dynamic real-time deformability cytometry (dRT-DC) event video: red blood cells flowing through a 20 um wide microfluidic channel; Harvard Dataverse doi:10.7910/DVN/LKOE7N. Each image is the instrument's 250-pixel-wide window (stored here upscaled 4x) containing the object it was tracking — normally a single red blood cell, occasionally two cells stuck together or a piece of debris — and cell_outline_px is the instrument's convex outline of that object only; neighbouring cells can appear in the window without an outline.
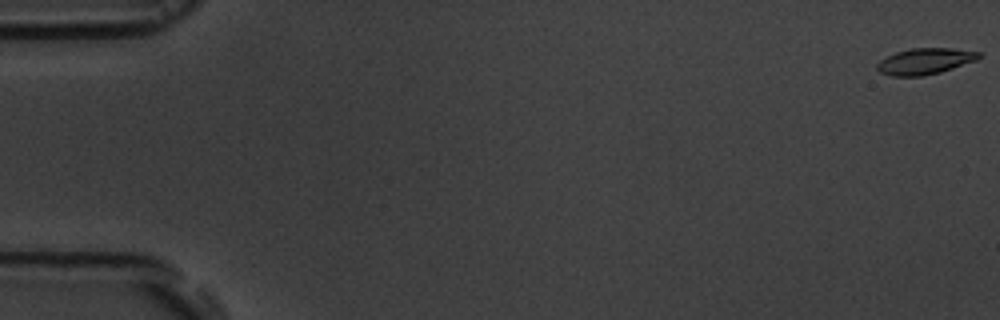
{"species": "common noctule bat (a hibernating species)", "species_latin": "Nyctalus noctula", "temperature_condition": "room temperature", "stored_images_in_passage": 10, "camera_frame_rate_fps": 3000, "um_per_image_px": 0.085, "animal": {"sex": "male", "body_mass_g": 19.5, "forearm_length_mm": 54.6}, "frame": {"image": 1, "passage_image": 1, "time_ms": 0.0, "image_size_px": [1000, 320], "cell_outline_px": [[980, 56], [976, 60], [940, 72], [920, 76], [892, 76], [880, 72], [876, 68], [876, 64], [880, 60], [896, 52], [912, 48], [952, 48], [980, 52]], "centroid_in_image_um": [78.6, 5.2], "position_along_channel_um": 6.4, "area_um2": 15.32}}
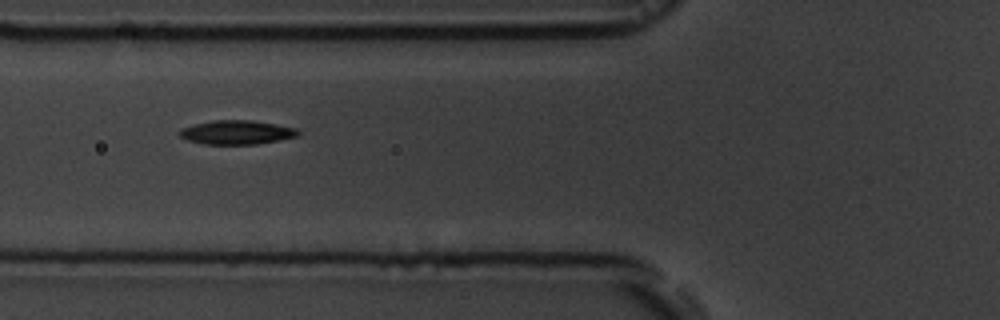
{"frame": {"image": 2, "passage_image": 7, "time_ms": 7.0, "image_size_px": [1000, 320], "cell_outline_px": [[300, 132], [296, 136], [280, 140], [256, 144], [204, 144], [188, 140], [180, 136], [176, 132], [180, 128], [212, 120], [252, 120], [276, 124], [296, 128]], "centroid_in_image_um": [20.09, 11.24], "position_along_channel_um": 105.7, "area_um2": 16.59}}
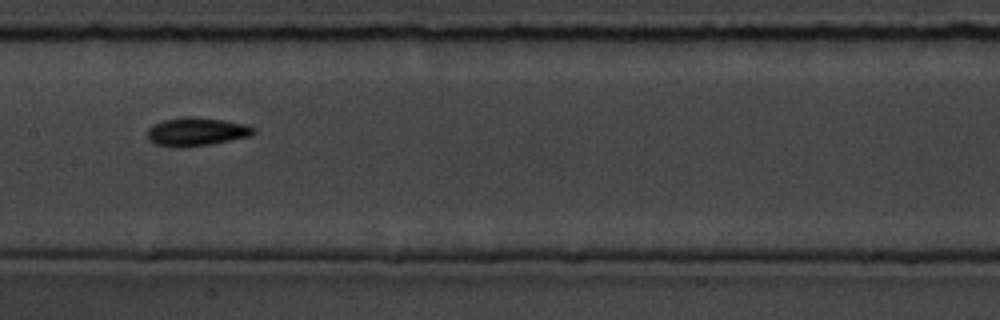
{"frame": {"image": 3, "passage_image": 9, "time_ms": 9.333, "image_size_px": [1000, 320], "cell_outline_px": [[256, 132], [252, 136], [212, 144], [184, 148], [176, 148], [156, 144], [148, 140], [144, 132], [152, 124], [164, 120], [184, 116], [192, 116], [220, 120], [244, 124], [256, 128]], "centroid_in_image_um": [16.65, 11.21], "position_along_channel_um": 190.7, "area_um2": 17.98}}